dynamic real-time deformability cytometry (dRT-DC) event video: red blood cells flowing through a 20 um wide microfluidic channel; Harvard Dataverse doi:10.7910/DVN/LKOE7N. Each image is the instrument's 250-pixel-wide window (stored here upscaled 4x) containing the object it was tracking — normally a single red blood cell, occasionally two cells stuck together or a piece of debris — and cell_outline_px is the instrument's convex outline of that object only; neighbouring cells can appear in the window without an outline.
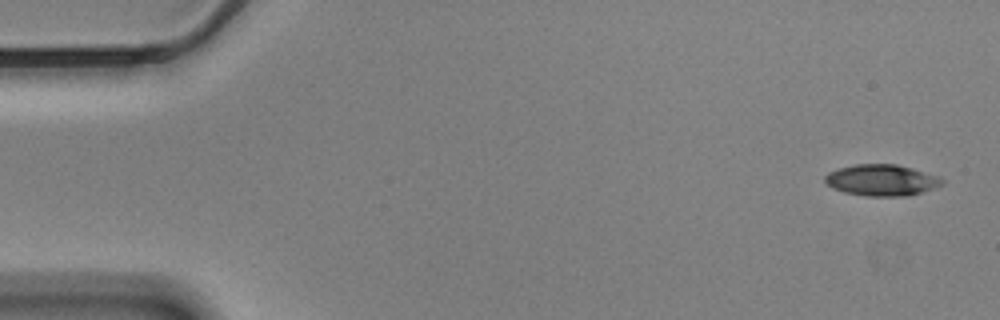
{"species": "Egyptian fruit bat (a non-hibernating species)", "species_latin": "Rousettus aegyptiacus", "temperature_condition": "cold", "stored_images_in_passage": 56, "camera_frame_rate_fps": 3000, "um_per_image_px": 0.085, "animal": {"sex": "male"}, "frame": {"image": 1, "passage_image": 1, "time_ms": 0.0, "image_size_px": [1000, 320], "cell_outline_px": [[944, 184], [920, 192], [904, 196], [868, 196], [844, 192], [832, 188], [824, 180], [824, 176], [828, 172], [840, 168], [856, 164], [896, 164], [912, 168], [936, 176], [944, 180]], "centroid_in_image_um": [74.9, 15.31], "position_along_channel_um": 10.1, "area_um2": 21.1}}
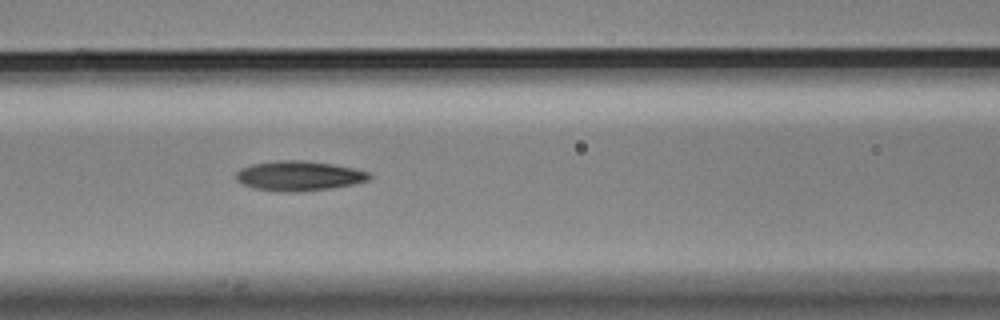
{"frame": {"image": 2, "passage_image": 23, "time_ms": 7.333, "image_size_px": [1000, 320], "cell_outline_px": [[372, 176], [368, 180], [352, 184], [332, 188], [300, 192], [276, 192], [252, 188], [236, 180], [236, 172], [240, 168], [252, 164], [276, 160], [300, 160], [332, 164], [352, 168], [368, 172]], "centroid_in_image_um": [25.36, 14.96], "position_along_channel_um": 141.2, "area_um2": 23.24}}
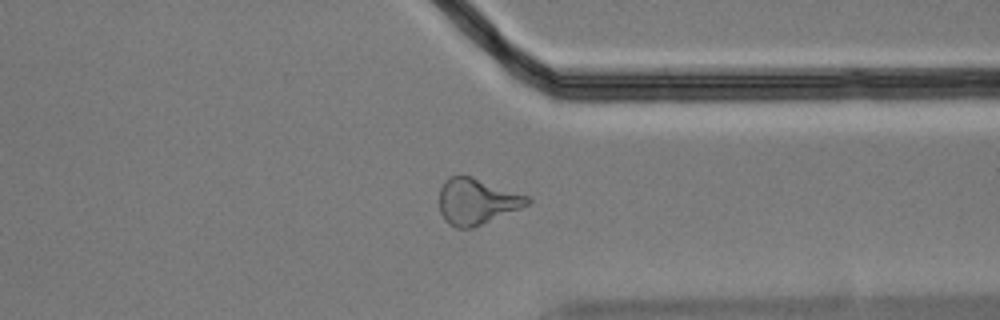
{"frame": {"image": 3, "passage_image": 43, "time_ms": 14.0, "image_size_px": [1000, 320], "cell_outline_px": [[532, 200], [528, 204], [520, 208], [472, 228], [456, 228], [448, 224], [444, 220], [440, 212], [440, 188], [444, 180], [452, 176], [472, 176], [528, 196]], "centroid_in_image_um": [40.49, 17.12], "position_along_channel_um": 370.9, "area_um2": 23.41}, "authors_computed_cell_mechanics": {"area_um2": 22.1374, "velocity_mm_per_s": 3.4754, "shape_relaxation_time_tau1_ms": 10.1049, "shape_relaxation_time_tau2_ms": 4.6791, "deformation_change_tau1": 0.227, "deformation_change_tau2": 0.1441}}